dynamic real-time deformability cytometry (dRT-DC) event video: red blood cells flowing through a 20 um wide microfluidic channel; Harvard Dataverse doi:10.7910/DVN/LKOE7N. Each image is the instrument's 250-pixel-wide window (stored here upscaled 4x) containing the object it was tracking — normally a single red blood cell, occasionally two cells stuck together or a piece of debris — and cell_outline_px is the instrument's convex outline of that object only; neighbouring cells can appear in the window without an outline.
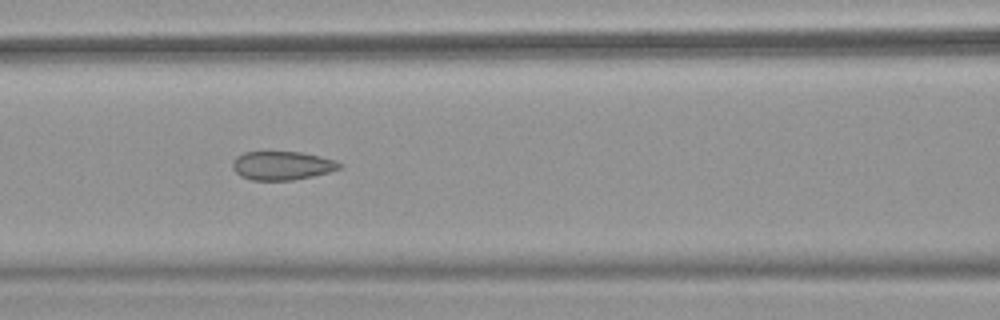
{"species": "common noctule bat (a hibernating species)", "species_latin": "Nyctalus noctula", "temperature_condition": "warm", "stored_images_in_passage": 50, "camera_frame_rate_fps": 3000, "um_per_image_px": 0.085, "animal": {"sex": "female", "body_mass_g": 18.4}, "frame": {"image": 1, "passage_image": 22, "time_ms": 7.0, "image_size_px": [1000, 320], "cell_outline_px": [[344, 168], [312, 176], [292, 180], [252, 180], [240, 176], [232, 168], [232, 164], [236, 156], [244, 152], [300, 152], [320, 156], [336, 160], [344, 164]], "centroid_in_image_um": [24.01, 14.07], "position_along_channel_um": 142.6, "area_um2": 17.98}, "authors_computed_cell_mechanics": {"area_um2": 19.3919, "velocity_mm_per_s": 4.0008, "shape_relaxation_time_tau1_ms": null, "shape_relaxation_time_tau2_ms": 1.3206, "deformation_change_tau1": null, "deformation_change_tau2": 0.0806}}